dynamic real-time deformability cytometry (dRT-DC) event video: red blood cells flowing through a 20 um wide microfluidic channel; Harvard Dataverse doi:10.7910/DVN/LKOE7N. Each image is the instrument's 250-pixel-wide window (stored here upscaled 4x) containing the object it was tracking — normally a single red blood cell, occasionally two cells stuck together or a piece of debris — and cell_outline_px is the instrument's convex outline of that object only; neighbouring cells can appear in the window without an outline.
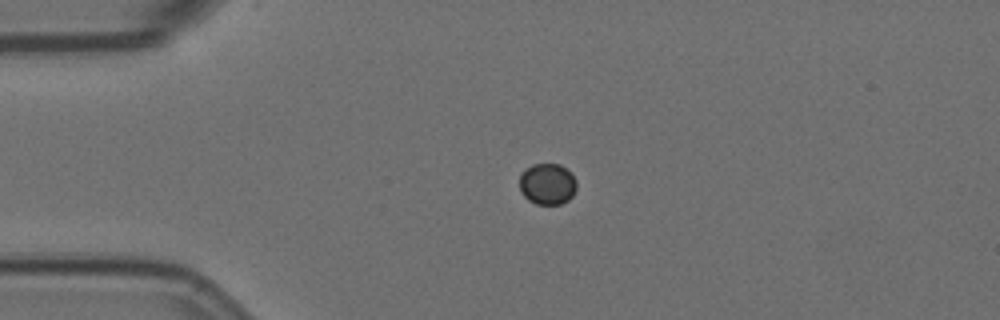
{"species": "Egyptian fruit bat (a non-hibernating species)", "species_latin": "Rousettus aegyptiacus", "temperature_condition": "room temperature", "stored_images_in_passage": 5, "camera_frame_rate_fps": 3000, "um_per_image_px": 0.085, "animal": {"sex": "female"}, "frame": {"image": 1, "passage_image": 5, "time_ms": 1.333, "image_size_px": [1000, 320], "cell_outline_px": [[576, 188], [572, 196], [568, 200], [560, 204], [536, 204], [528, 200], [520, 192], [520, 172], [524, 168], [532, 164], [560, 164], [572, 172], [576, 180]], "centroid_in_image_um": [46.52, 15.62], "position_along_channel_um": 38.5, "area_um2": 13.99}}